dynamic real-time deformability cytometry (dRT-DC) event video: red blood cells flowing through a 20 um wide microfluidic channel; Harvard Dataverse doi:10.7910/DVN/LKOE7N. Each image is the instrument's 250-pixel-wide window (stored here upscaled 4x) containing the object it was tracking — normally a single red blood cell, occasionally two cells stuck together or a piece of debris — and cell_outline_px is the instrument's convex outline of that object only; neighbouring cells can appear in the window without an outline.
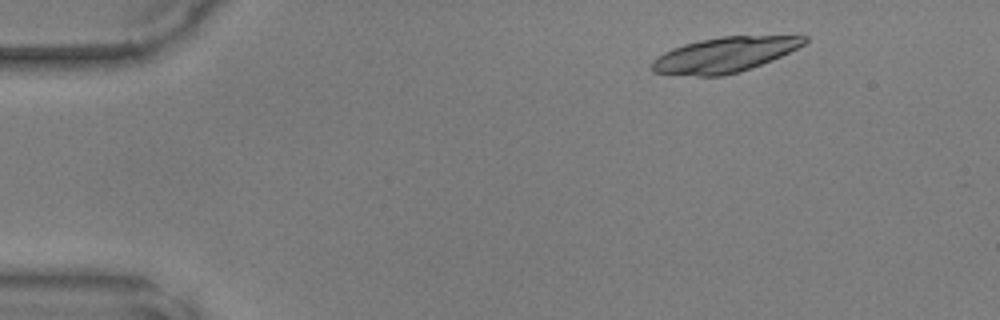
{"species": "common noctule bat (a hibernating species)", "species_latin": "Nyctalus noctula", "temperature_condition": "warm", "stored_images_in_passage": 43, "camera_frame_rate_fps": 3000, "um_per_image_px": 0.085, "animal": {"sex": "male", "body_mass_g": 17.9, "forearm_length_mm": 54.2}, "frame": {"image": 1, "passage_image": 1, "time_ms": 0.0, "image_size_px": [1000, 320], "cell_outline_px": [[808, 40], [804, 44], [772, 60], [752, 68], [740, 72], [724, 76], [696, 76], [652, 72], [652, 60], [664, 52], [672, 48], [684, 44], [700, 40], [724, 36], [808, 36]], "centroid_in_image_um": [61.56, 4.66], "position_along_channel_um": 23.4, "area_um2": 30.98}}